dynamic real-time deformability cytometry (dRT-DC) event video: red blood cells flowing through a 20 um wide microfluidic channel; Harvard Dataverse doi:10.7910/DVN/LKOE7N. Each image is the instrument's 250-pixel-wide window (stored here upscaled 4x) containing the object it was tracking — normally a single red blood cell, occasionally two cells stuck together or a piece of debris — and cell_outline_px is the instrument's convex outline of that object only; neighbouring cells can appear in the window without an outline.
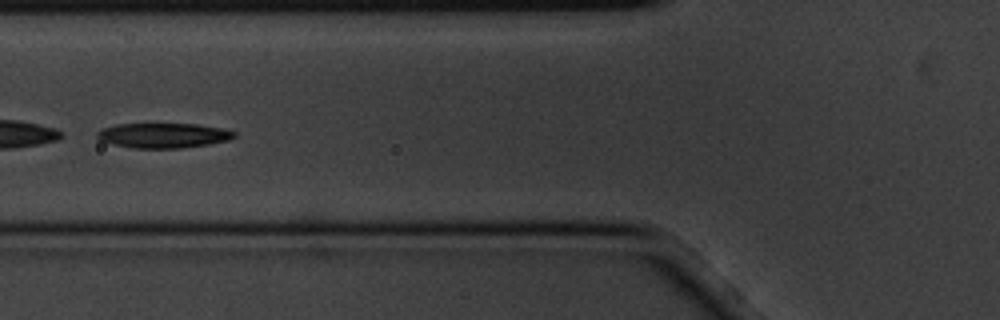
{"species": "common noctule bat (a hibernating species)", "species_latin": "Nyctalus noctula", "temperature_condition": "cold", "stored_images_in_passage": 9, "camera_frame_rate_fps": 3000, "um_per_image_px": 0.085, "animal": {"sex": "male", "body_mass_g": 20.1, "forearm_length_mm": 53.5}, "frame": {"image": 1, "passage_image": 6, "time_ms": 1.667, "image_size_px": [1000, 320], "cell_outline_px": [[236, 136], [228, 140], [208, 144], [180, 148], [132, 148], [112, 144], [100, 140], [96, 136], [96, 132], [100, 128], [116, 124], [196, 124], [220, 128], [236, 132]], "centroid_in_image_um": [13.83, 11.51], "position_along_channel_um": 112.0, "area_um2": 19.88}}
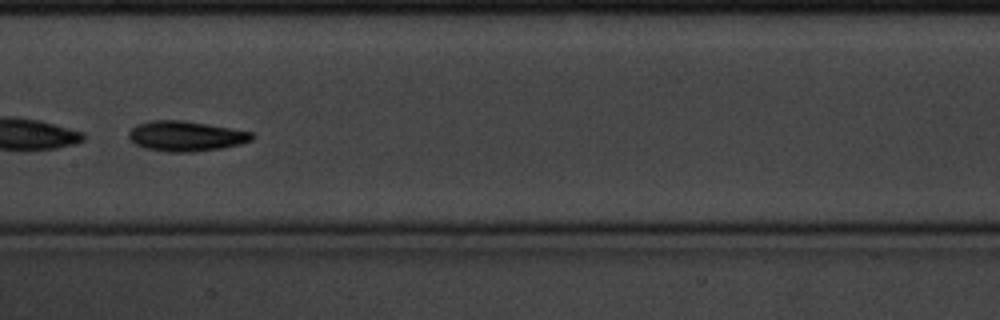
{"frame": {"image": 2, "passage_image": 8, "time_ms": 2.333, "image_size_px": [1000, 320], "cell_outline_px": [[256, 136], [252, 140], [240, 144], [220, 148], [192, 152], [168, 152], [144, 148], [136, 144], [128, 136], [128, 132], [136, 124], [152, 120], [184, 120], [232, 128], [252, 132]], "centroid_in_image_um": [15.81, 11.56], "position_along_channel_um": 191.6, "area_um2": 21.73}}